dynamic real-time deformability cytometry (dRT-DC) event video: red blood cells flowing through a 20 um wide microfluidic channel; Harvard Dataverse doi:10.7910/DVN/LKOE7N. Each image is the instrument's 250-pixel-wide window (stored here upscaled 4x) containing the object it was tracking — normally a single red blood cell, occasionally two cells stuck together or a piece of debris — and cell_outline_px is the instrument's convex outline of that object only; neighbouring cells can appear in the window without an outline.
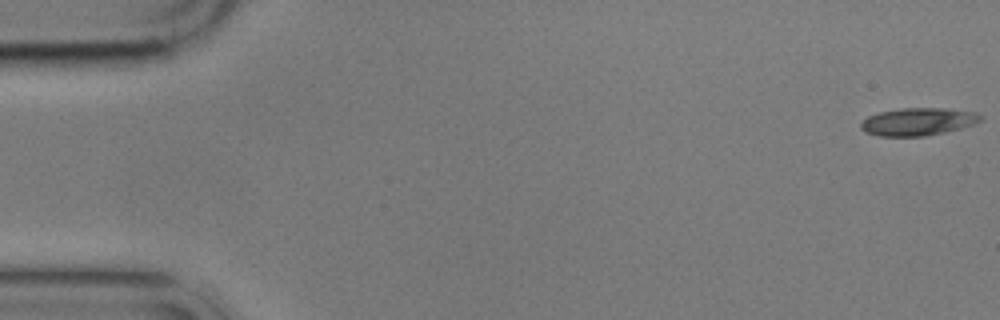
{"species": "common noctule bat (a hibernating species)", "species_latin": "Nyctalus noctula", "temperature_condition": "cold", "stored_images_in_passage": 4, "camera_frame_rate_fps": 3000, "um_per_image_px": 0.085, "animal": {"sex": "male", "body_mass_g": 17.9}, "frame": {"image": 1, "passage_image": 1, "time_ms": 0.0, "image_size_px": [1000, 320], "cell_outline_px": [[984, 120], [976, 124], [944, 132], [924, 136], [880, 136], [864, 132], [860, 128], [860, 124], [868, 116], [880, 112], [900, 108], [944, 108], [976, 112], [984, 116]], "centroid_in_image_um": [78.07, 10.34], "position_along_channel_um": 6.9, "area_um2": 19.42}}